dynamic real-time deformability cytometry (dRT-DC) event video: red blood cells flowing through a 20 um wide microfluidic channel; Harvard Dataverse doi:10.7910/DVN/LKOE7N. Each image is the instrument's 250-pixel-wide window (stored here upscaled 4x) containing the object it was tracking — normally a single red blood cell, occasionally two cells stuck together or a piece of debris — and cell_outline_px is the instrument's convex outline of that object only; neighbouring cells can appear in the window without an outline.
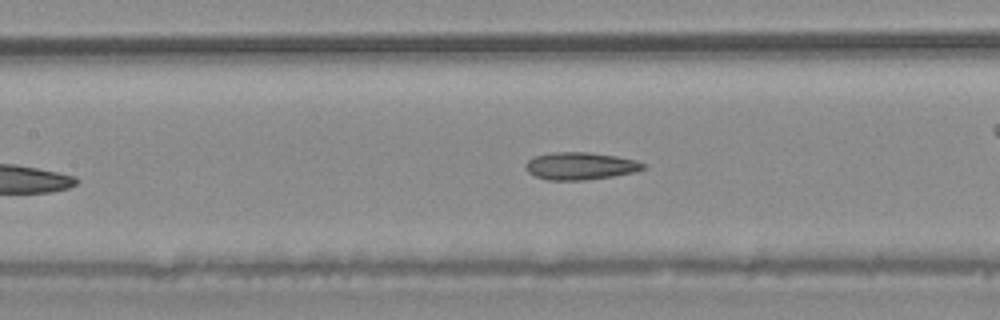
{"species": "common noctule bat (a hibernating species)", "species_latin": "Nyctalus noctula", "temperature_condition": "warm", "stored_images_in_passage": 31, "camera_frame_rate_fps": 3000, "um_per_image_px": 0.085, "animal": {"sex": "male", "body_mass_g": 20.4}, "frame": {"image": 1, "passage_image": 10, "time_ms": 3.0, "image_size_px": [1000, 320], "cell_outline_px": [[644, 168], [636, 172], [612, 176], [584, 180], [548, 180], [536, 176], [528, 172], [524, 164], [532, 156], [552, 152], [588, 152], [616, 156], [636, 160], [644, 164]], "centroid_in_image_um": [49.29, 14.1], "position_along_channel_um": 158.1, "area_um2": 18.79}}